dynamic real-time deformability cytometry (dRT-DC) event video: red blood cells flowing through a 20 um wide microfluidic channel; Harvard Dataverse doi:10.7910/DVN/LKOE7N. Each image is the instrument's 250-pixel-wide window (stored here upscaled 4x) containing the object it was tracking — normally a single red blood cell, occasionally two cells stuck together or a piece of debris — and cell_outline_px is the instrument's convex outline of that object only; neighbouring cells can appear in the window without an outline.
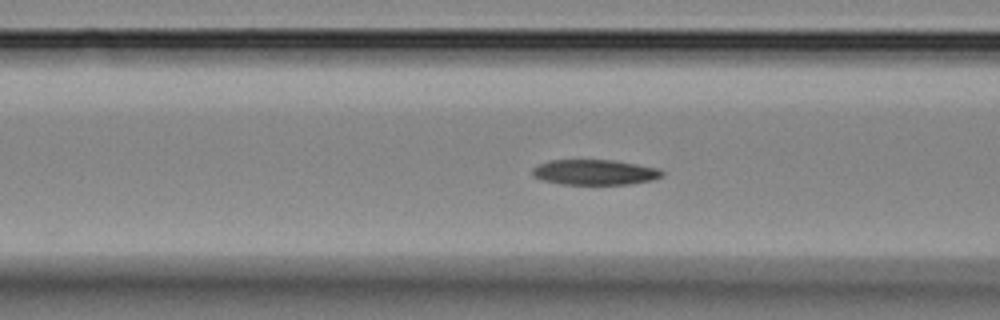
{"species": "Egyptian fruit bat (a non-hibernating species)", "species_latin": "Rousettus aegyptiacus", "temperature_condition": "room temperature", "stored_images_in_passage": 6, "segment_of_instrument_passage": [2, 2], "camera_frame_rate_fps": 3000, "um_per_image_px": 0.085, "animal": {"sex": "female"}, "frame": {"image": 1, "passage_image": 6, "time_ms": 5.667, "image_size_px": [1000, 320], "cell_outline_px": [[664, 176], [652, 180], [628, 184], [560, 184], [540, 180], [532, 176], [532, 168], [540, 164], [552, 160], [612, 160], [636, 164], [656, 168], [664, 172]], "centroid_in_image_um": [50.52, 14.65], "position_along_channel_um": 116.1, "area_um2": 19.07}}